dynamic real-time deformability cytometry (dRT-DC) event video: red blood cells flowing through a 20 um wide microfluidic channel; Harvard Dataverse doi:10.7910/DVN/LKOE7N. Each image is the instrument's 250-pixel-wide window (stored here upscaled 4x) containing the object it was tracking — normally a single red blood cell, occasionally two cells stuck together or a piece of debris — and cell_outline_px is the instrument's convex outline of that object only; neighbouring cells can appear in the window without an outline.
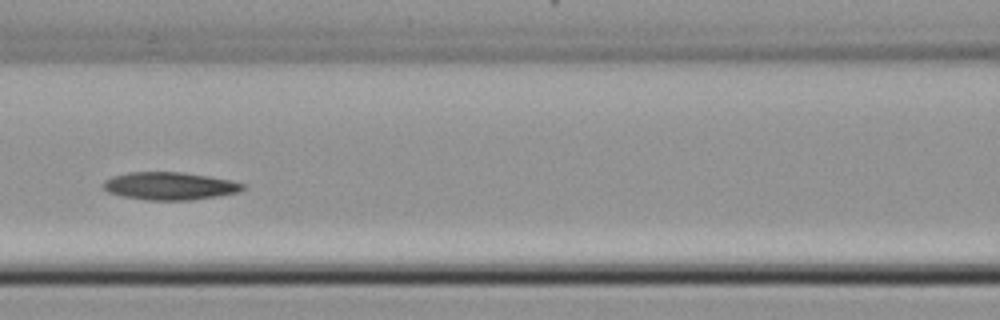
{"species": "common noctule bat (a hibernating species)", "species_latin": "Nyctalus noctula", "temperature_condition": "cold", "stored_images_in_passage": 49, "camera_frame_rate_fps": 3000, "um_per_image_px": 0.085, "animal": {"sex": "female", "body_mass_g": 22.7, "forearm_length_mm": 54.2}, "frame": {"image": 1, "passage_image": 22, "time_ms": 7.0, "image_size_px": [1000, 320], "cell_outline_px": [[248, 184], [240, 192], [216, 196], [188, 200], [144, 200], [124, 196], [108, 192], [100, 188], [100, 184], [104, 180], [112, 176], [128, 172], [180, 172], [208, 176], [232, 180]], "centroid_in_image_um": [14.4, 15.8], "position_along_channel_um": 152.2, "area_um2": 22.77}}